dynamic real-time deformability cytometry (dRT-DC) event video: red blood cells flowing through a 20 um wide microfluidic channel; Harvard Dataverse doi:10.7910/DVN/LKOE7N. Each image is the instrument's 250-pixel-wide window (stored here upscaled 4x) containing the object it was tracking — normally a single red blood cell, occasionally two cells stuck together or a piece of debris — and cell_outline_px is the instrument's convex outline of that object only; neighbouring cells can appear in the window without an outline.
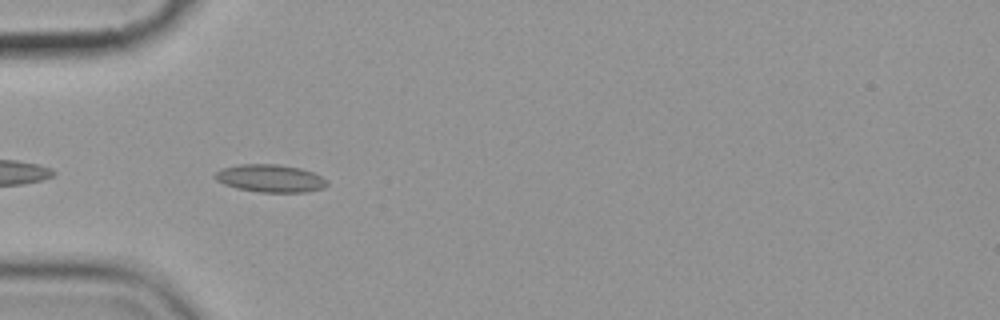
{"species": "common noctule bat (a hibernating species)", "species_latin": "Nyctalus noctula", "temperature_condition": "cold", "stored_images_in_passage": 6, "camera_frame_rate_fps": 3000, "um_per_image_px": 0.085, "animal": {"sex": "female", "body_mass_g": 19.9}, "frame": {"image": 1, "passage_image": 5, "time_ms": 4.667, "image_size_px": [1000, 320], "cell_outline_px": [[328, 184], [324, 188], [304, 192], [260, 192], [236, 188], [224, 184], [216, 180], [212, 176], [220, 168], [240, 164], [276, 164], [300, 168], [312, 172], [328, 180]], "centroid_in_image_um": [22.95, 15.16], "position_along_channel_um": 62.1, "area_um2": 18.15}}
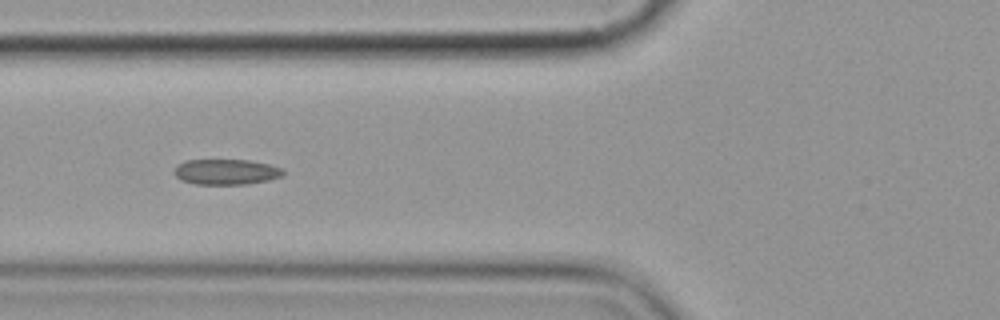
{"frame": {"image": 2, "passage_image": 6, "time_ms": 6.0, "image_size_px": [1000, 320], "cell_outline_px": [[284, 176], [268, 180], [248, 184], [196, 184], [180, 180], [176, 176], [176, 168], [180, 164], [188, 160], [248, 160], [268, 164], [280, 168], [284, 172]], "centroid_in_image_um": [19.26, 14.62], "position_along_channel_um": 106.5, "area_um2": 15.95}}